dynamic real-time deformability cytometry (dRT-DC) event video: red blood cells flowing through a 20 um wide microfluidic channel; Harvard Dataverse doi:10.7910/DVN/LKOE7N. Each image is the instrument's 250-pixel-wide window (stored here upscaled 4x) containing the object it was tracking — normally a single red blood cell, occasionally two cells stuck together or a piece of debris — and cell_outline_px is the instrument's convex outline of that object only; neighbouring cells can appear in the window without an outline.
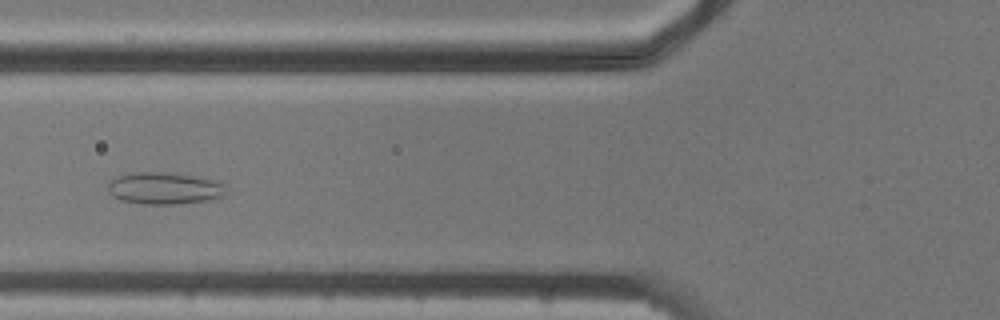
{"species": "common noctule bat (a hibernating species)", "species_latin": "Nyctalus noctula", "temperature_condition": "cold", "stored_images_in_passage": 14, "segment_of_instrument_passage": [1, 2], "camera_frame_rate_fps": 3000, "um_per_image_px": 0.085, "animal": {"sex": "male", "body_mass_g": 20.5, "forearm_length_mm": 52.5}, "frame": {"image": 1, "passage_image": 5, "time_ms": 5.667, "image_size_px": [1000, 320], "cell_outline_px": [[228, 196], [208, 200], [180, 204], [144, 204], [120, 200], [112, 196], [108, 192], [108, 184], [112, 180], [120, 176], [132, 172], [164, 172], [196, 176], [212, 180], [224, 184], [228, 192]], "centroid_in_image_um": [14.01, 16.02], "position_along_channel_um": 111.8, "area_um2": 22.2}}
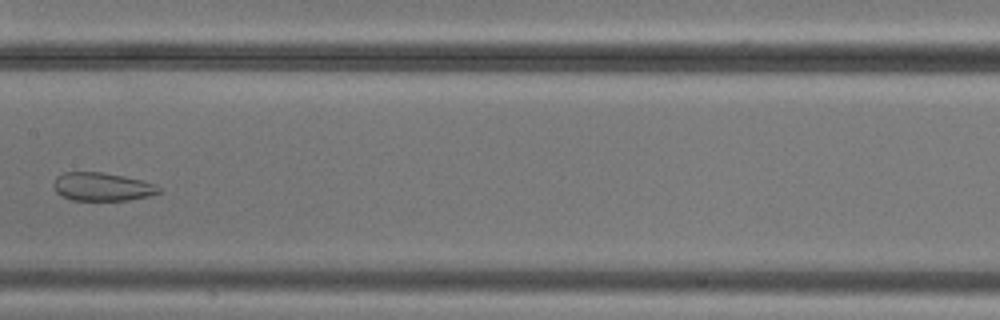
{"frame": {"image": 2, "passage_image": 7, "time_ms": 8.0, "image_size_px": [1000, 320], "cell_outline_px": [[160, 192], [148, 196], [128, 200], [72, 200], [60, 196], [52, 188], [52, 184], [56, 176], [64, 172], [100, 172], [140, 180], [156, 184], [160, 188]], "centroid_in_image_um": [8.61, 15.88], "position_along_channel_um": 198.8, "area_um2": 17.34}}